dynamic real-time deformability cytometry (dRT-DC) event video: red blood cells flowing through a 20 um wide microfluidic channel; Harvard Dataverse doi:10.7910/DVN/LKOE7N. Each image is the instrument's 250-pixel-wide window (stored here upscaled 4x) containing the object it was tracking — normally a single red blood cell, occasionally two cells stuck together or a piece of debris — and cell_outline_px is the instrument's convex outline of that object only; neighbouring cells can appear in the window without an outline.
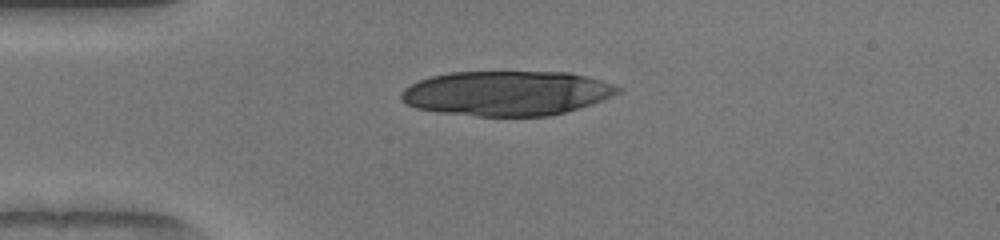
{"species": "human", "species_latin": "Homo sapiens", "temperature_condition": "warm", "stored_images_in_passage": 38, "camera_frame_rate_fps": 3000, "um_per_image_px": 0.085, "donor": {"sex": "female"}, "frame": {"image": 1, "passage_image": 1, "time_ms": 0.0, "image_size_px": [1000, 240], "cell_outline_px": [[624, 88], [620, 92], [612, 96], [592, 104], [564, 112], [548, 116], [476, 116], [440, 112], [416, 108], [404, 104], [400, 100], [400, 92], [404, 88], [420, 80], [432, 76], [448, 72], [568, 72], [600, 80]], "centroid_in_image_um": [43.04, 7.92], "position_along_channel_um": 42.0, "area_um2": 56.53}}